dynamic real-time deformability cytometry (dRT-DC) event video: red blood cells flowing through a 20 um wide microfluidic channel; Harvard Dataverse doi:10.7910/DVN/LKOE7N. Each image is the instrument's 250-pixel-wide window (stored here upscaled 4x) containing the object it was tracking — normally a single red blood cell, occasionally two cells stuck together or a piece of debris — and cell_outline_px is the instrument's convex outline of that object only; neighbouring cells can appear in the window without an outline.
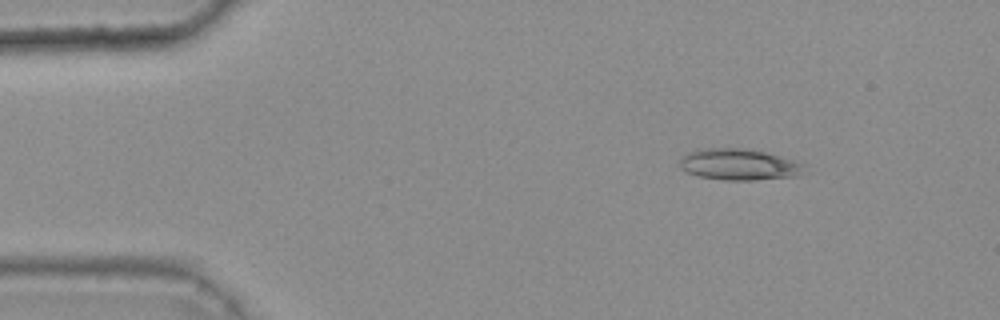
{"species": "common noctule bat (a hibernating species)", "species_latin": "Nyctalus noctula", "temperature_condition": "warm", "stored_images_in_passage": 40, "camera_frame_rate_fps": 3000, "um_per_image_px": 0.085, "animal": {"sex": "female", "body_mass_g": 25.1}, "frame": {"image": 1, "passage_image": 1, "time_ms": 0.0, "image_size_px": [1000, 320], "cell_outline_px": [[804, 164], [796, 176], [756, 180], [724, 180], [696, 176], [680, 168], [680, 160], [688, 152], [708, 148], [740, 148], [764, 152]], "centroid_in_image_um": [62.73, 13.99], "position_along_channel_um": 22.3, "area_um2": 22.2}}
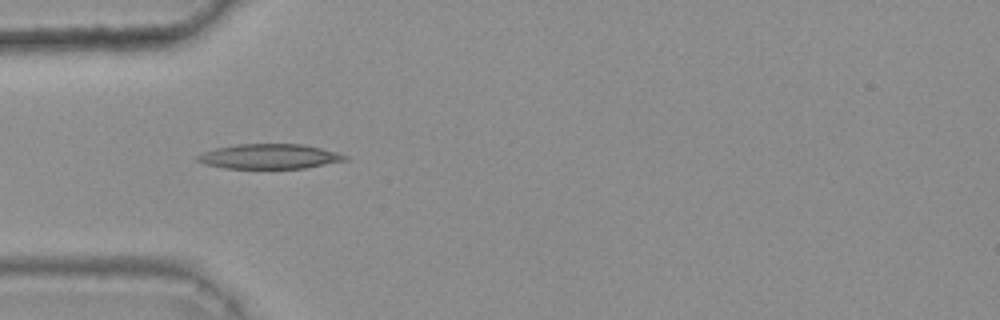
{"frame": {"image": 2, "passage_image": 10, "time_ms": 3.0, "image_size_px": [1000, 320], "cell_outline_px": [[348, 160], [304, 168], [224, 168], [204, 164], [196, 160], [196, 156], [204, 152], [216, 148], [236, 144], [300, 144], [320, 148], [336, 152], [348, 156]], "centroid_in_image_um": [22.88, 13.3], "position_along_channel_um": 62.1, "area_um2": 21.21}}
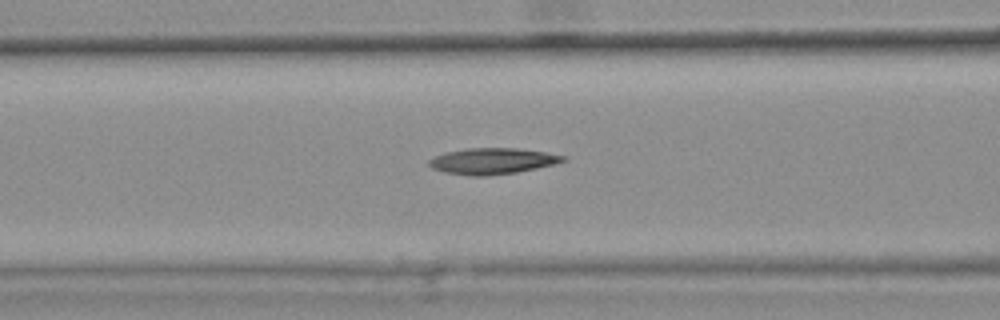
{"frame": {"image": 3, "passage_image": 15, "time_ms": 4.667, "image_size_px": [1000, 320], "cell_outline_px": [[568, 160], [556, 164], [516, 172], [488, 176], [472, 176], [444, 172], [432, 168], [428, 164], [428, 160], [444, 152], [468, 148], [516, 148], [544, 152], [568, 156]], "centroid_in_image_um": [41.87, 13.69], "position_along_channel_um": 124.7, "area_um2": 20.46}, "authors_computed_cell_mechanics": {"area_um2": 19.6231, "velocity_mm_per_s": 3.8262, "shape_relaxation_time_tau1_ms": 10.0624, "shape_relaxation_time_tau2_ms": null, "deformation_change_tau1": 0.2162, "deformation_change_tau2": null}}